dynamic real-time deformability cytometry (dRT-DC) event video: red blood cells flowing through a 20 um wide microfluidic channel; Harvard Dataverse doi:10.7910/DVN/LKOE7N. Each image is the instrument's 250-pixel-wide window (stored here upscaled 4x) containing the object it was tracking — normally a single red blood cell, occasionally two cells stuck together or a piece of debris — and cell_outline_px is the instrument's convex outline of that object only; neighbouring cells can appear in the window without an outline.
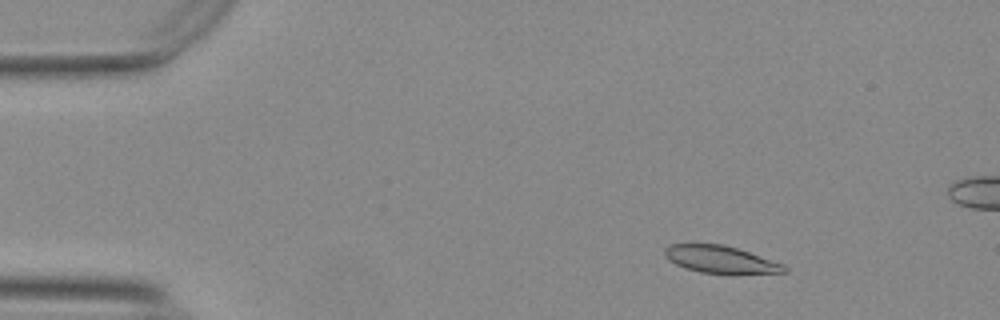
{"species": "Egyptian fruit bat (a non-hibernating species)", "species_latin": "Rousettus aegyptiacus", "temperature_condition": "warm", "stored_images_in_passage": 12, "camera_frame_rate_fps": 3000, "um_per_image_px": 0.085, "animal": {"sex": "female"}, "frame": {"image": 1, "passage_image": 7, "time_ms": 2.0, "image_size_px": [1000, 320], "cell_outline_px": [[788, 272], [736, 276], [728, 276], [700, 272], [684, 268], [668, 260], [664, 256], [664, 248], [668, 244], [720, 244], [736, 248], [784, 264], [788, 268]], "centroid_in_image_um": [61.28, 22.11], "position_along_channel_um": 23.7, "area_um2": 19.83}}